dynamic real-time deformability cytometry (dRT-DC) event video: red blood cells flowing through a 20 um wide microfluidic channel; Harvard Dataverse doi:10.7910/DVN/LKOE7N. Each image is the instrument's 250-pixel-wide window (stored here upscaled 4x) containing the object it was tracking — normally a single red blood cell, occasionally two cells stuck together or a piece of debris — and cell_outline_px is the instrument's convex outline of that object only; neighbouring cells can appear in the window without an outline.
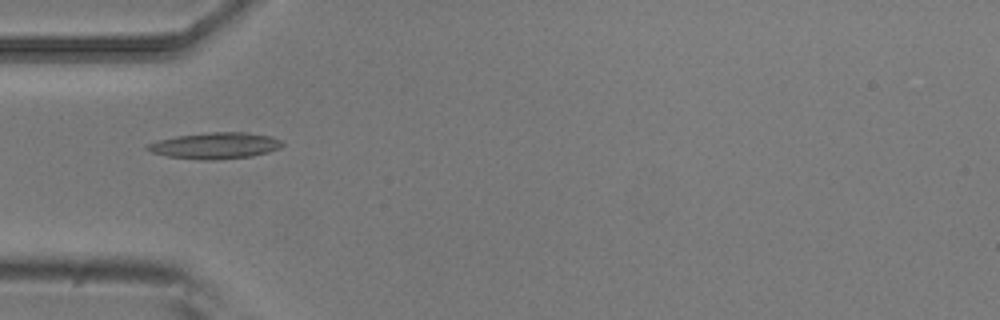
{"species": "common noctule bat (a hibernating species)", "species_latin": "Nyctalus noctula", "temperature_condition": "room temperature", "stored_images_in_passage": 10, "camera_frame_rate_fps": 3000, "um_per_image_px": 0.085, "animal": {"sex": "male", "body_mass_g": 20.5, "forearm_length_mm": 52.5}, "frame": {"image": 1, "passage_image": 4, "time_ms": 1.0, "image_size_px": [1000, 320], "cell_outline_px": [[284, 144], [280, 148], [268, 152], [252, 156], [212, 160], [204, 160], [168, 156], [152, 152], [144, 148], [148, 144], [160, 140], [176, 136], [208, 132], [248, 132], [272, 136], [280, 140]], "centroid_in_image_um": [18.33, 12.37], "position_along_channel_um": 66.7, "area_um2": 20.58}}
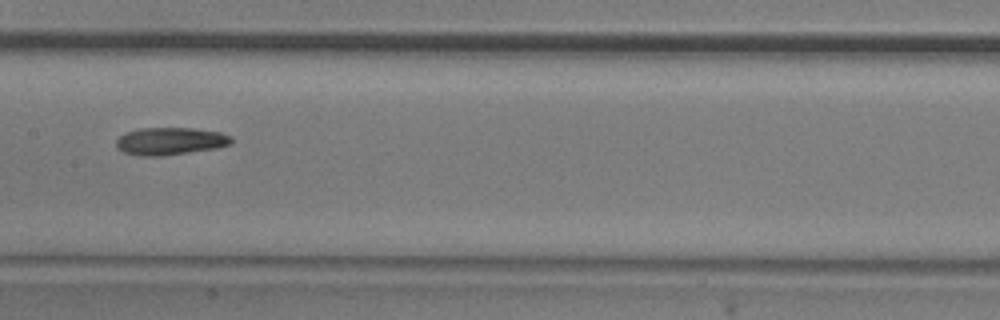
{"frame": {"image": 2, "passage_image": 7, "time_ms": 2.0, "image_size_px": [1000, 320], "cell_outline_px": [[232, 144], [216, 148], [160, 156], [140, 156], [124, 152], [116, 148], [116, 140], [124, 132], [140, 128], [192, 128], [220, 132], [232, 136]], "centroid_in_image_um": [14.45, 11.99], "position_along_channel_um": 192.9, "area_um2": 18.5}}
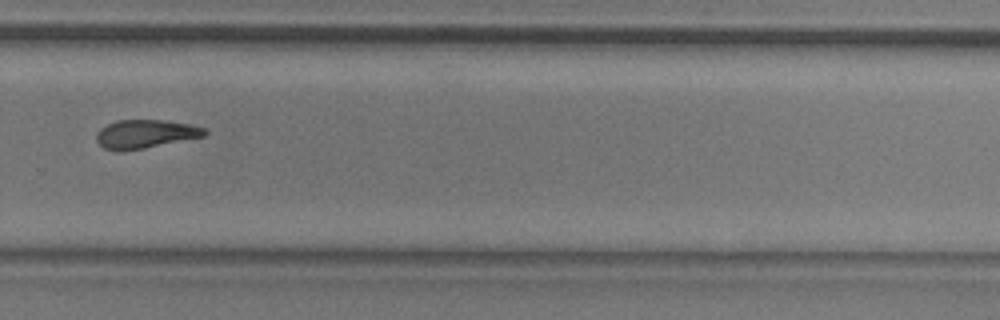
{"frame": {"image": 3, "passage_image": 10, "time_ms": 3.0, "image_size_px": [1000, 320], "cell_outline_px": [[208, 132], [204, 136], [144, 148], [120, 152], [104, 148], [96, 140], [96, 132], [100, 128], [116, 120], [164, 120], [188, 124], [208, 128]], "centroid_in_image_um": [12.34, 11.39], "position_along_channel_um": 317.5, "area_um2": 18.03}}